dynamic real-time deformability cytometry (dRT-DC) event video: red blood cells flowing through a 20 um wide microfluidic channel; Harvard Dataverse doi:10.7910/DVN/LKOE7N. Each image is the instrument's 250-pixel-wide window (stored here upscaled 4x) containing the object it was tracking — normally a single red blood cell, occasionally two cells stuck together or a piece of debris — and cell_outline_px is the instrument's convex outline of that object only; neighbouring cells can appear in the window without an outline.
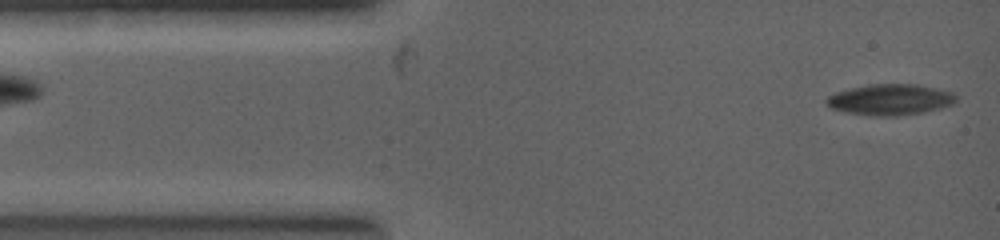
{"species": "common noctule bat (a hibernating species)", "species_latin": "Nyctalus noctula", "temperature_condition": "warm", "stored_images_in_passage": 26, "camera_frame_rate_fps": 5000, "um_per_image_px": 0.085, "animal": {"sex": "female", "body_mass_g": 19.0, "forearm_length_mm": 53.3}, "frame": {"image": 1, "passage_image": 1, "time_ms": 0.0, "image_size_px": [1000, 240], "cell_outline_px": [[956, 100], [952, 104], [924, 112], [896, 116], [868, 116], [848, 112], [832, 108], [824, 100], [828, 96], [836, 92], [852, 88], [872, 84], [916, 84], [952, 92], [956, 96]], "centroid_in_image_um": [75.66, 8.47], "position_along_channel_um": 9.3, "area_um2": 23.12}}
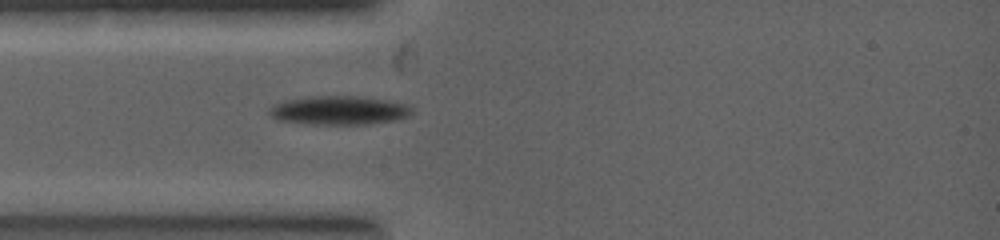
{"frame": {"image": 2, "passage_image": 15, "time_ms": 1.8, "image_size_px": [1000, 240], "cell_outline_px": [[412, 112], [408, 116], [392, 120], [368, 124], [304, 124], [276, 120], [268, 112], [272, 108], [288, 100], [328, 96], [348, 96], [384, 100], [404, 104], [412, 108]], "centroid_in_image_um": [28.83, 9.41], "position_along_channel_um": 56.2, "area_um2": 23.06}}